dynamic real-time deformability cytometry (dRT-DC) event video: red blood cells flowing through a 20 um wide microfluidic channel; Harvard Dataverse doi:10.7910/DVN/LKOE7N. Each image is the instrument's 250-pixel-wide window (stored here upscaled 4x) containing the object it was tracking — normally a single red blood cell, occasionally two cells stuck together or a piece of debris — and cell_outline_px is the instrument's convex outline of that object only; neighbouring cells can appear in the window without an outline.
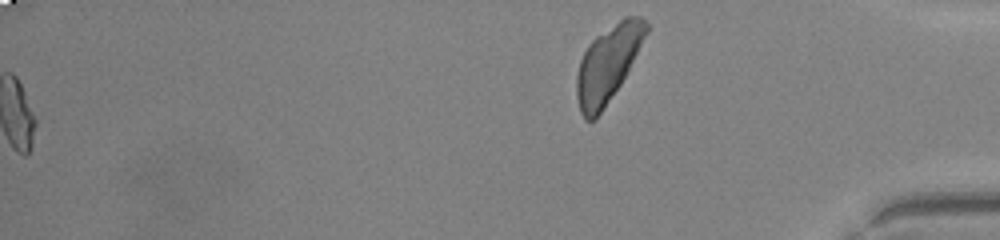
{"species": "common noctule bat (a hibernating species)", "species_latin": "Nyctalus noctula", "temperature_condition": "warm", "stored_images_in_passage": 48, "segment_of_instrument_passage": [2, 2], "camera_frame_rate_fps": 3000, "um_per_image_px": 0.085, "animal": {"sex": "male", "body_mass_g": 20.0, "forearm_length_mm": 53.3}, "frame": {"image": 1, "passage_image": 48, "time_ms": 15.667, "image_size_px": [1000, 240], "cell_outline_px": [[652, 28], [620, 84], [600, 112], [592, 120], [584, 120], [580, 112], [576, 96], [576, 76], [580, 60], [588, 44], [596, 36], [624, 16], [640, 16]], "centroid_in_image_um": [51.69, 5.37], "position_along_channel_um": 383.5, "area_um2": 30.81}}